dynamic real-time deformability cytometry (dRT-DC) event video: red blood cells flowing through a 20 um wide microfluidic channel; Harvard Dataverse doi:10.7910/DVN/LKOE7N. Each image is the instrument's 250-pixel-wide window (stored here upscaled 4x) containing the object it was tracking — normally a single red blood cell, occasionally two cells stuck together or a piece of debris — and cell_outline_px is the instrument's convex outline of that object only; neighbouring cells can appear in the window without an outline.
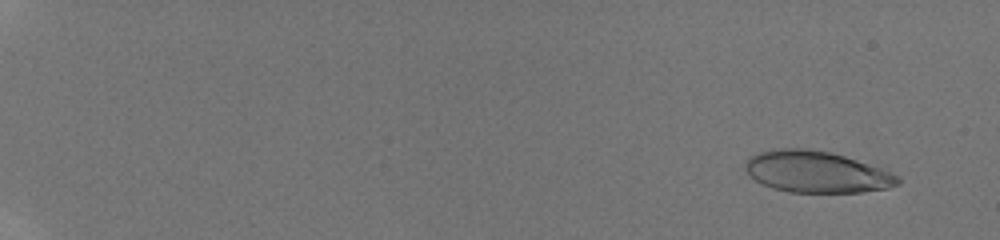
{"species": "human", "species_latin": "Homo sapiens", "temperature_condition": "room temperature", "stored_images_in_passage": 53, "camera_frame_rate_fps": 3000, "um_per_image_px": 0.085, "donor": {"sex": "male"}, "frame": {"image": 1, "passage_image": 5, "time_ms": 1.333, "image_size_px": [1000, 240], "cell_outline_px": [[900, 184], [888, 188], [860, 192], [788, 192], [772, 188], [756, 180], [744, 168], [744, 164], [756, 152], [780, 148], [808, 148], [828, 152], [844, 156], [892, 172], [900, 176]], "centroid_in_image_um": [69.41, 14.61], "position_along_channel_um": 15.6, "area_um2": 36.7}}
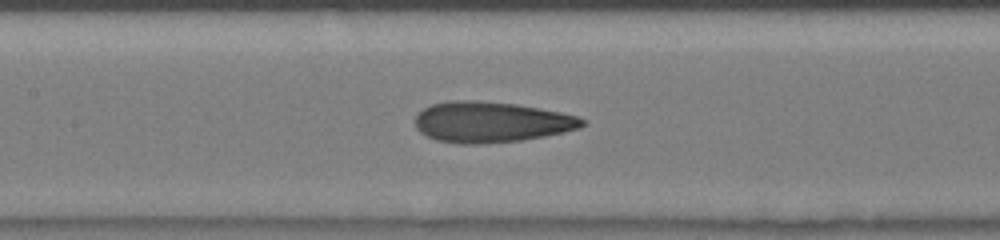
{"frame": {"image": 2, "passage_image": 30, "time_ms": 9.667, "image_size_px": [1000, 240], "cell_outline_px": [[584, 124], [580, 128], [544, 136], [520, 140], [480, 144], [460, 144], [436, 140], [420, 132], [416, 128], [416, 116], [424, 108], [432, 104], [452, 100], [476, 100], [516, 104], [540, 108], [560, 112], [576, 116], [584, 120]], "centroid_in_image_um": [41.72, 10.37], "position_along_channel_um": 165.7, "area_um2": 39.42}}
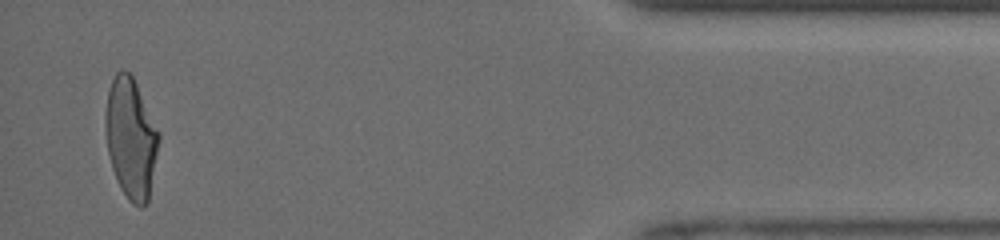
{"frame": {"image": 3, "passage_image": 52, "time_ms": 17.0, "image_size_px": [1000, 240], "cell_outline_px": [[160, 140], [148, 204], [144, 208], [140, 208], [132, 204], [128, 200], [120, 188], [116, 180], [112, 168], [108, 152], [104, 124], [104, 116], [108, 88], [116, 72], [120, 68], [124, 68], [132, 76], [160, 132]], "centroid_in_image_um": [11.12, 11.77], "position_along_channel_um": 424.1, "area_um2": 38.03}, "authors_computed_cell_mechanics": {"area_um2": 37.9168, "velocity_mm_per_s": 4.2495, "shape_relaxation_time_tau1_ms": 4.9311, "shape_relaxation_time_tau2_ms": 1.1446, "deformation_change_tau1": 0.214, "deformation_change_tau2": 0.0895}}